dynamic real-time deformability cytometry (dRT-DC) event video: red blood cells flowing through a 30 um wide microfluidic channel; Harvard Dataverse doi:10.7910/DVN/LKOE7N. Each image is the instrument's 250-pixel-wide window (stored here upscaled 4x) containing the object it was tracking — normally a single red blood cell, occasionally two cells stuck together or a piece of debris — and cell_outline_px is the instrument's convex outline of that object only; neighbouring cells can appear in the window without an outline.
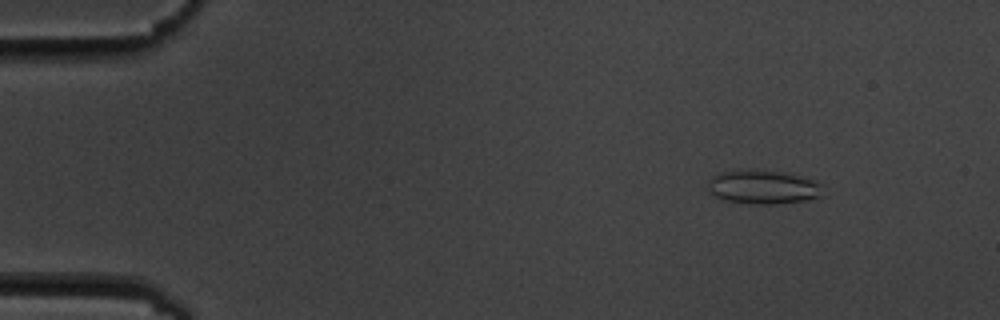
{"species": "common noctule bat (a hibernating species)", "species_latin": "Nyctalus noctula", "temperature_condition": "cold", "stored_images_in_passage": 5, "camera_frame_rate_fps": 3000, "um_per_image_px": 0.085, "animal": {"sex": "male", "body_mass_g": 19.5, "forearm_length_mm": 54.6}, "frame": {"image": 1, "passage_image": 2, "time_ms": 1.333, "image_size_px": [1000, 320], "cell_outline_px": [[824, 184], [820, 196], [804, 200], [776, 204], [748, 204], [724, 200], [708, 192], [708, 180], [712, 176], [720, 172], [736, 168], [764, 168], [784, 172], [816, 180]], "centroid_in_image_um": [64.82, 15.85], "position_along_channel_um": 20.2, "area_um2": 23.58}}
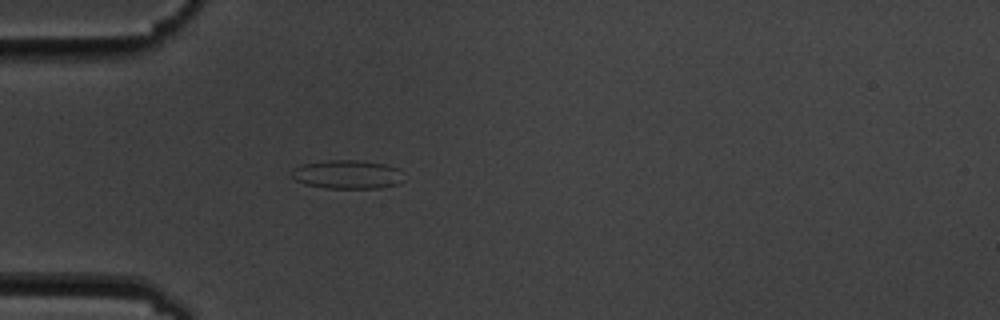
{"frame": {"image": 2, "passage_image": 5, "time_ms": 4.667, "image_size_px": [1000, 320], "cell_outline_px": [[404, 180], [400, 184], [380, 188], [328, 188], [304, 184], [296, 180], [292, 176], [292, 168], [300, 164], [328, 160], [364, 160], [384, 164], [400, 168]], "centroid_in_image_um": [29.56, 14.82], "position_along_channel_um": 55.4, "area_um2": 19.07}}